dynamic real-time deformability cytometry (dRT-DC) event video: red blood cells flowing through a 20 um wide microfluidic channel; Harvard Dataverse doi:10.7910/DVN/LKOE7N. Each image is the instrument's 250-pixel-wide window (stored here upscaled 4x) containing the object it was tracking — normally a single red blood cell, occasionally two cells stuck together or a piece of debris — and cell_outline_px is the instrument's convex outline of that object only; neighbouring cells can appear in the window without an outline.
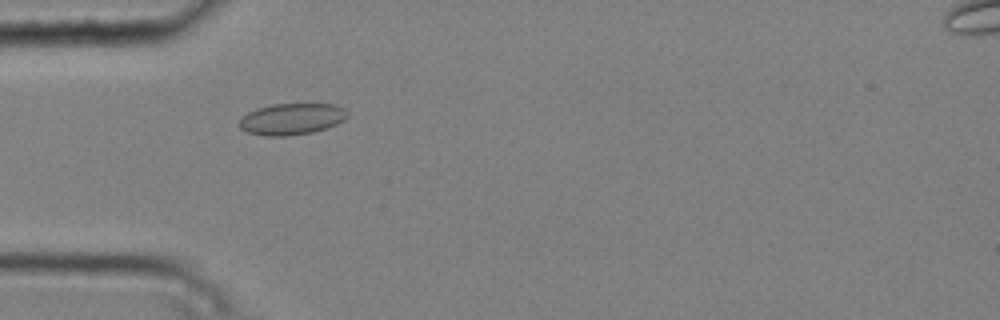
{"species": "common noctule bat (a hibernating species)", "species_latin": "Nyctalus noctula", "temperature_condition": "cold", "stored_images_in_passage": 7, "camera_frame_rate_fps": 3000, "um_per_image_px": 0.085, "animal": {"sex": "male", "body_mass_g": 20.4}, "frame": {"image": 1, "passage_image": 2, "time_ms": 0.333, "image_size_px": [1000, 320], "cell_outline_px": [[348, 116], [344, 120], [328, 128], [312, 132], [288, 136], [264, 136], [248, 132], [240, 128], [236, 124], [248, 112], [256, 108], [272, 104], [336, 104], [344, 108], [348, 112]], "centroid_in_image_um": [24.8, 10.11], "position_along_channel_um": 60.2, "area_um2": 20.0}}
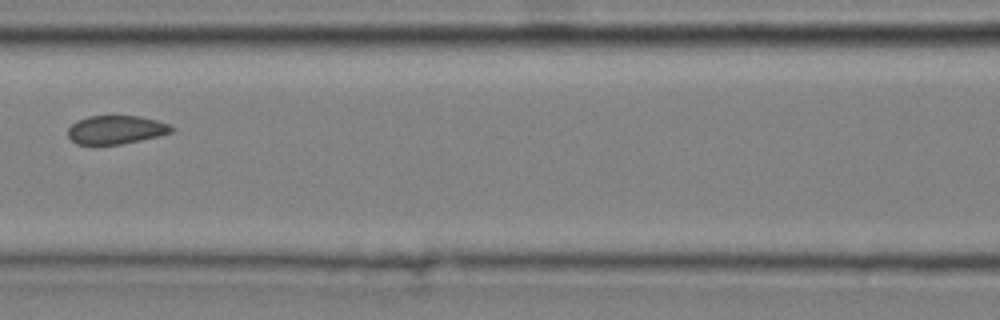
{"frame": {"image": 2, "passage_image": 4, "time_ms": 1.0, "image_size_px": [1000, 320], "cell_outline_px": [[176, 128], [172, 132], [160, 136], [120, 144], [76, 144], [68, 136], [68, 128], [76, 120], [88, 116], [140, 116], [172, 124]], "centroid_in_image_um": [9.89, 11.02], "position_along_channel_um": 156.7, "area_um2": 17.34}}
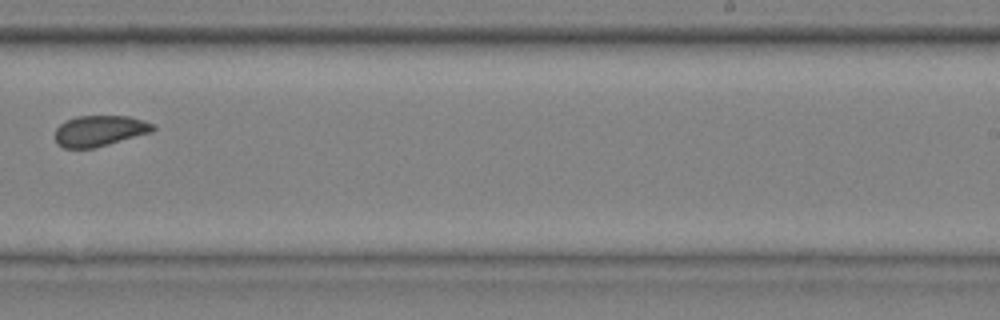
{"frame": {"image": 3, "passage_image": 7, "time_ms": 2.0, "image_size_px": [1000, 320], "cell_outline_px": [[156, 128], [152, 132], [108, 144], [92, 148], [64, 148], [56, 144], [56, 128], [60, 124], [76, 116], [128, 116], [144, 120], [152, 124]], "centroid_in_image_um": [8.46, 11.12], "position_along_channel_um": 280.5, "area_um2": 17.46}}